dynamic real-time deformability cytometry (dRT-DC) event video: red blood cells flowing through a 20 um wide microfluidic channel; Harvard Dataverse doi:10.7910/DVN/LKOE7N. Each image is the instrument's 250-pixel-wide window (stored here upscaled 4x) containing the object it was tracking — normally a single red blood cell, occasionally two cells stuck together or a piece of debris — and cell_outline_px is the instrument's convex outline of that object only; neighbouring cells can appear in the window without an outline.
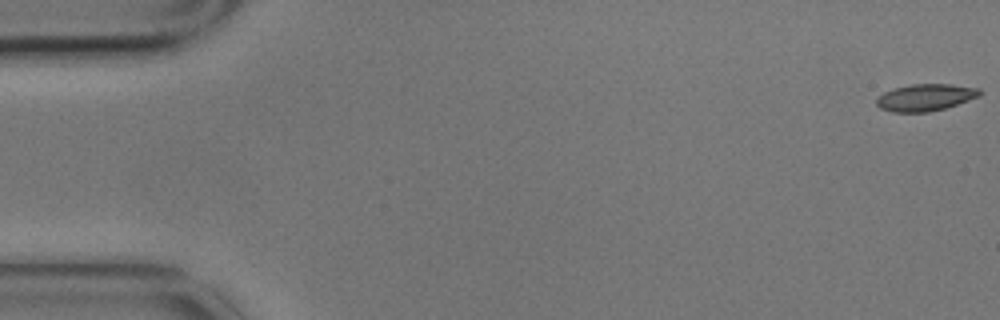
{"species": "common noctule bat (a hibernating species)", "species_latin": "Nyctalus noctula", "temperature_condition": "cold", "stored_images_in_passage": 10, "camera_frame_rate_fps": 3000, "um_per_image_px": 0.085, "animal": {"sex": "male", "body_mass_g": 17.9}, "frame": {"image": 1, "passage_image": 1, "time_ms": 0.0, "image_size_px": [1000, 320], "cell_outline_px": [[980, 96], [944, 108], [928, 112], [892, 112], [880, 108], [876, 104], [876, 100], [884, 92], [896, 88], [912, 84], [952, 84], [980, 88]], "centroid_in_image_um": [78.66, 8.28], "position_along_channel_um": 6.3, "area_um2": 16.01}}
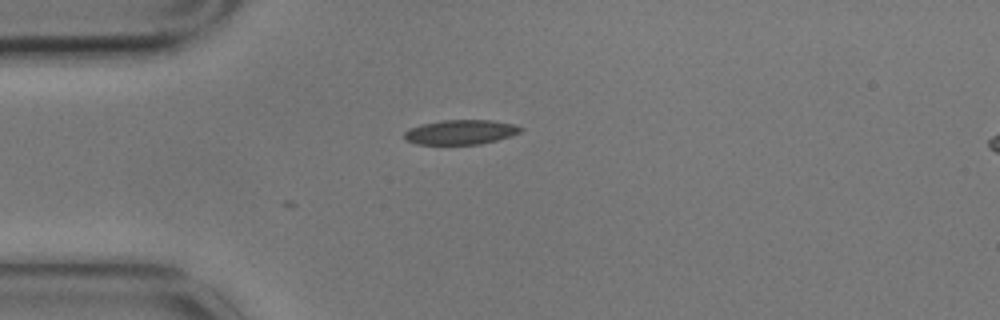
{"frame": {"image": 2, "passage_image": 5, "time_ms": 1.333, "image_size_px": [1000, 320], "cell_outline_px": [[524, 128], [520, 132], [496, 140], [480, 144], [416, 144], [404, 140], [404, 132], [408, 128], [420, 124], [444, 120], [492, 120], [516, 124]], "centroid_in_image_um": [39.12, 11.22], "position_along_channel_um": 45.9, "area_um2": 16.76}}
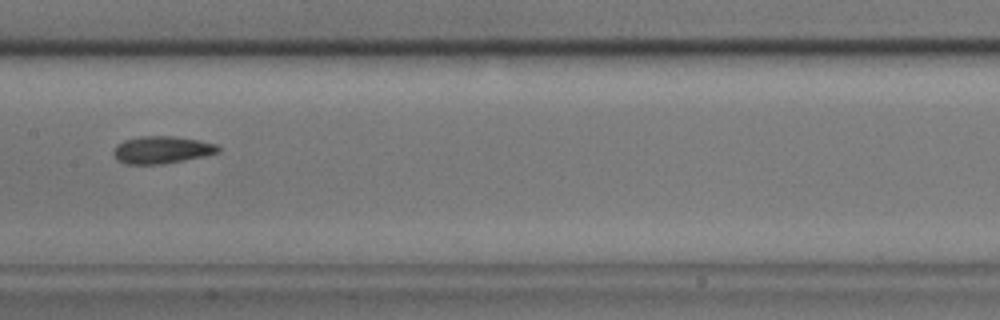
{"frame": {"image": 3, "passage_image": 9, "time_ms": 2.667, "image_size_px": [1000, 320], "cell_outline_px": [[220, 152], [204, 156], [164, 164], [128, 164], [116, 160], [112, 152], [116, 144], [124, 140], [140, 136], [172, 136], [200, 140], [216, 144], [220, 148]], "centroid_in_image_um": [13.73, 12.73], "position_along_channel_um": 193.7, "area_um2": 16.82}}